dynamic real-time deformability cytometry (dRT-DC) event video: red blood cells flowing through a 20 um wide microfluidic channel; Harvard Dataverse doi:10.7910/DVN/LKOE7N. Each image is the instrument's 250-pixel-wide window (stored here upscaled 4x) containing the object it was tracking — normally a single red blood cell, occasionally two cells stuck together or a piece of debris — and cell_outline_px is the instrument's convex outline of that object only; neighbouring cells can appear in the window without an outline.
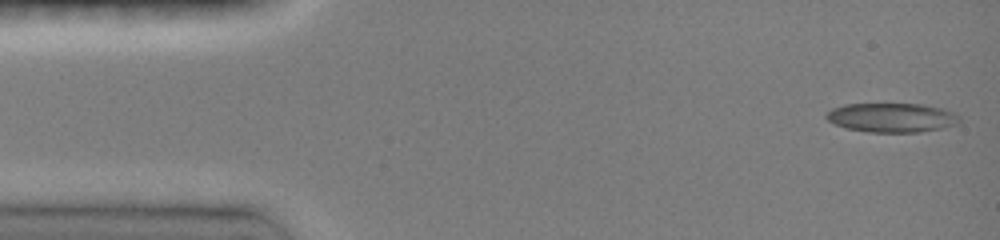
{"species": "common noctule bat (a hibernating species)", "species_latin": "Nyctalus noctula", "temperature_condition": "room temperature", "stored_images_in_passage": 24, "camera_frame_rate_fps": 3000, "um_per_image_px": 0.085, "animal": {"sex": "female", "body_mass_g": 19.0, "forearm_length_mm": 51.5}, "frame": {"image": 1, "passage_image": 1, "time_ms": 0.0, "image_size_px": [1000, 240], "cell_outline_px": [[960, 124], [920, 132], [868, 132], [848, 128], [836, 124], [828, 120], [824, 116], [832, 108], [844, 104], [924, 104], [944, 108], [960, 116]], "centroid_in_image_um": [75.84, 9.99], "position_along_channel_um": 9.2, "area_um2": 22.72}}
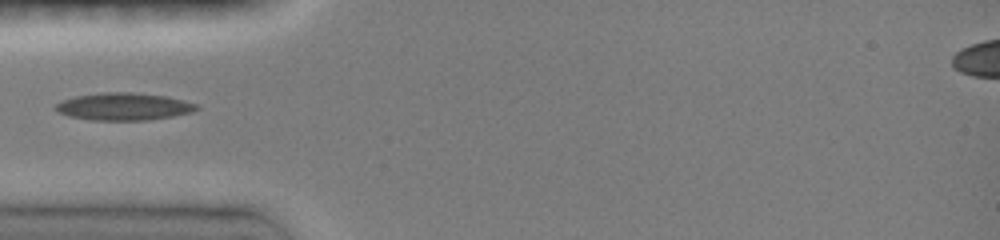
{"frame": {"image": 2, "passage_image": 10, "time_ms": 4.333, "image_size_px": [1000, 240], "cell_outline_px": [[200, 108], [192, 112], [172, 116], [148, 120], [88, 120], [68, 116], [56, 112], [52, 108], [60, 100], [76, 96], [100, 92], [132, 92], [168, 96], [200, 104]], "centroid_in_image_um": [10.5, 9.05], "position_along_channel_um": 74.5, "area_um2": 22.95}}
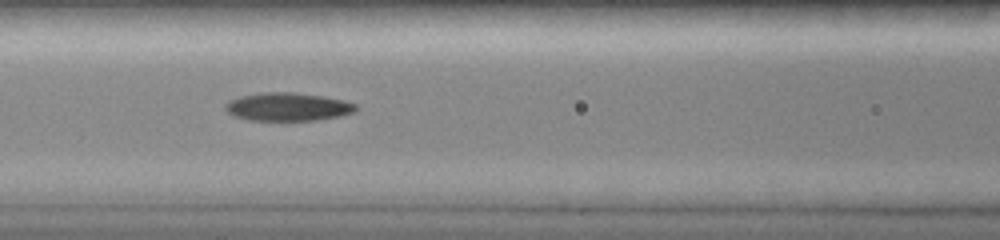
{"frame": {"image": 3, "passage_image": 14, "time_ms": 6.0, "image_size_px": [1000, 240], "cell_outline_px": [[360, 108], [356, 112], [340, 116], [316, 120], [248, 120], [232, 116], [224, 108], [224, 104], [228, 100], [240, 96], [264, 92], [296, 92], [324, 96], [344, 100], [356, 104]], "centroid_in_image_um": [24.47, 9.07], "position_along_channel_um": 142.1, "area_um2": 21.79}}